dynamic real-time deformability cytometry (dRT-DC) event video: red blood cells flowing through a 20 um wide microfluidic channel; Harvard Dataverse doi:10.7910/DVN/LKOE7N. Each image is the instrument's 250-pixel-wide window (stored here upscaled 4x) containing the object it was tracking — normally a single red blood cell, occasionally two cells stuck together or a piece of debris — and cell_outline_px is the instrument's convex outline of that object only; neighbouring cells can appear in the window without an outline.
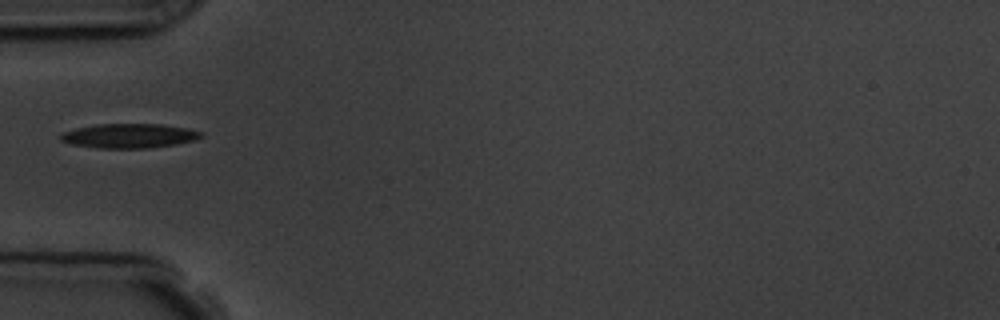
{"species": "common noctule bat (a hibernating species)", "species_latin": "Nyctalus noctula", "temperature_condition": "room temperature", "stored_images_in_passage": 9, "camera_frame_rate_fps": 3000, "um_per_image_px": 0.085, "animal": {"sex": "male", "body_mass_g": 19.5, "forearm_length_mm": 54.6}, "frame": {"image": 1, "passage_image": 3, "time_ms": 2.333, "image_size_px": [1000, 320], "cell_outline_px": [[204, 136], [196, 140], [176, 144], [148, 148], [96, 148], [72, 144], [60, 140], [60, 136], [64, 132], [76, 128], [96, 124], [160, 124], [188, 128], [204, 132]], "centroid_in_image_um": [11.03, 11.54], "position_along_channel_um": 74.0, "area_um2": 20.06}}
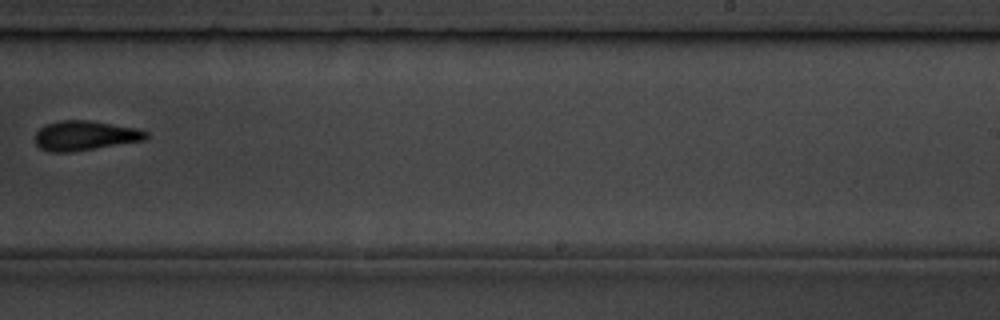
{"frame": {"image": 2, "passage_image": 8, "time_ms": 8.0, "image_size_px": [1000, 320], "cell_outline_px": [[148, 136], [144, 140], [72, 152], [48, 152], [40, 148], [36, 144], [36, 132], [40, 128], [48, 124], [60, 120], [88, 120], [136, 128], [148, 132]], "centroid_in_image_um": [7.21, 11.53], "position_along_channel_um": 281.8, "area_um2": 19.02}}
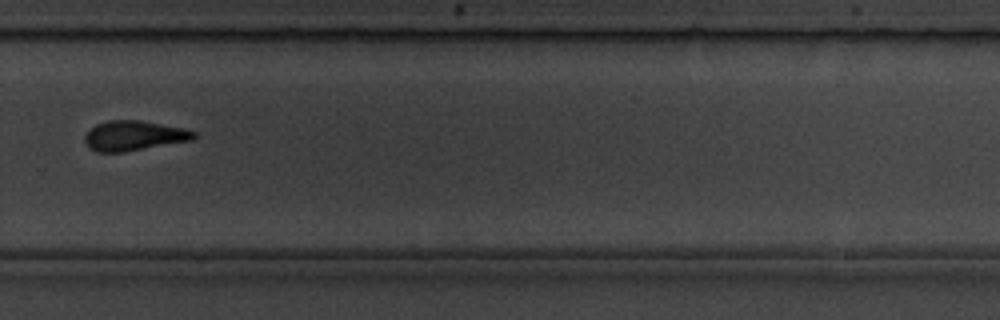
{"frame": {"image": 3, "passage_image": 9, "time_ms": 9.0, "image_size_px": [1000, 320], "cell_outline_px": [[196, 136], [192, 140], [124, 152], [96, 152], [88, 148], [84, 140], [84, 136], [96, 124], [108, 120], [140, 120], [184, 128], [196, 132]], "centroid_in_image_um": [11.36, 11.54], "position_along_channel_um": 318.4, "area_um2": 19.02}}